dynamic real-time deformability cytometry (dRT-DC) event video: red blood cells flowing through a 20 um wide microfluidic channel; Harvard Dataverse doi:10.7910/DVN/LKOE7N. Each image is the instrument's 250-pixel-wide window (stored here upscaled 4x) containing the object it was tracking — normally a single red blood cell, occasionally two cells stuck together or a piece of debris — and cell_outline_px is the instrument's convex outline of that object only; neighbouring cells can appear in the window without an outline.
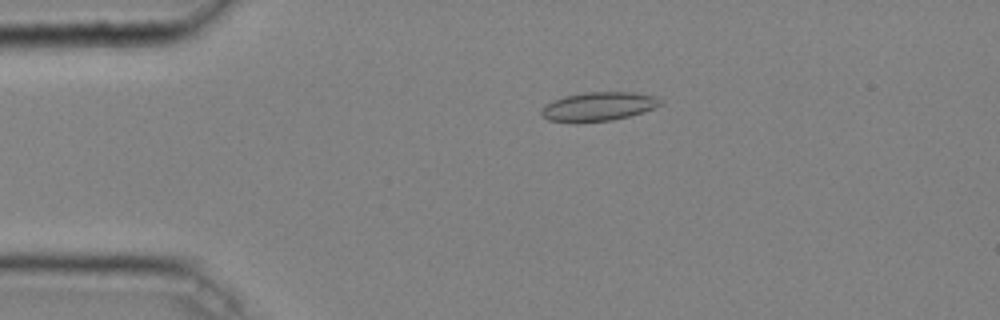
{"species": "common noctule bat (a hibernating species)", "species_latin": "Nyctalus noctula", "temperature_condition": "cold", "stored_images_in_passage": 42, "camera_frame_rate_fps": 3000, "um_per_image_px": 0.085, "animal": {"sex": "male", "body_mass_g": 20.4}, "frame": {"image": 1, "passage_image": 8, "time_ms": 2.333, "image_size_px": [1000, 320], "cell_outline_px": [[660, 104], [652, 108], [628, 116], [612, 120], [580, 124], [576, 124], [548, 120], [540, 112], [552, 100], [564, 96], [584, 92], [636, 92], [656, 96], [660, 100]], "centroid_in_image_um": [50.82, 9.07], "position_along_channel_um": 34.2, "area_um2": 20.11}}
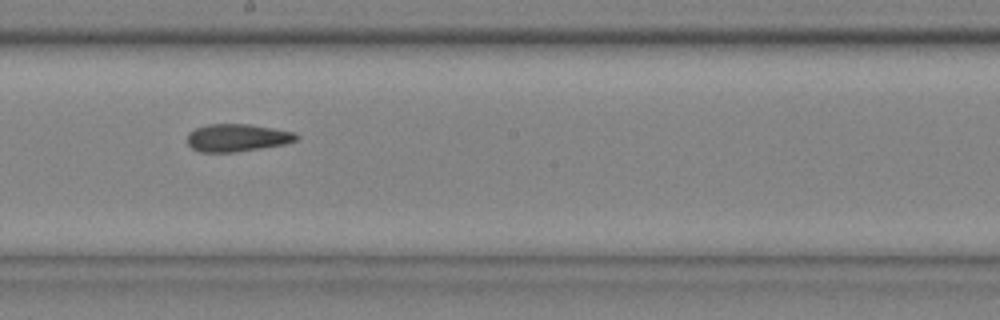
{"frame": {"image": 2, "passage_image": 25, "time_ms": 8.0, "image_size_px": [1000, 320], "cell_outline_px": [[300, 136], [296, 140], [284, 144], [236, 152], [200, 152], [192, 148], [188, 144], [188, 132], [196, 128], [208, 124], [248, 124], [296, 132]], "centroid_in_image_um": [20.16, 11.7], "position_along_channel_um": 228.0, "area_um2": 17.51}}
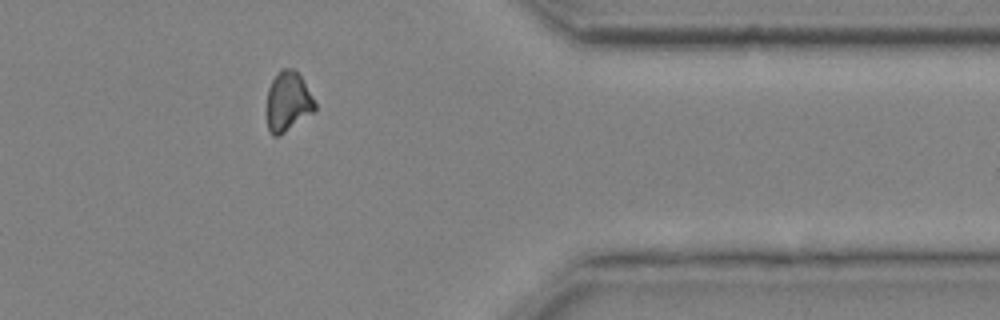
{"frame": {"image": 3, "passage_image": 38, "time_ms": 12.333, "image_size_px": [1000, 320], "cell_outline_px": [[316, 112], [280, 136], [272, 136], [268, 128], [268, 88], [272, 80], [280, 68], [292, 68], [300, 76], [316, 104]], "centroid_in_image_um": [24.49, 8.67], "position_along_channel_um": 386.9, "area_um2": 16.76}, "authors_computed_cell_mechanics": {"area_um2": 17.9758, "velocity_mm_per_s": 4.0704, "shape_relaxation_time_tau1_ms": null, "shape_relaxation_time_tau2_ms": 2.6932, "deformation_change_tau1": null, "deformation_change_tau2": 0.0751}}